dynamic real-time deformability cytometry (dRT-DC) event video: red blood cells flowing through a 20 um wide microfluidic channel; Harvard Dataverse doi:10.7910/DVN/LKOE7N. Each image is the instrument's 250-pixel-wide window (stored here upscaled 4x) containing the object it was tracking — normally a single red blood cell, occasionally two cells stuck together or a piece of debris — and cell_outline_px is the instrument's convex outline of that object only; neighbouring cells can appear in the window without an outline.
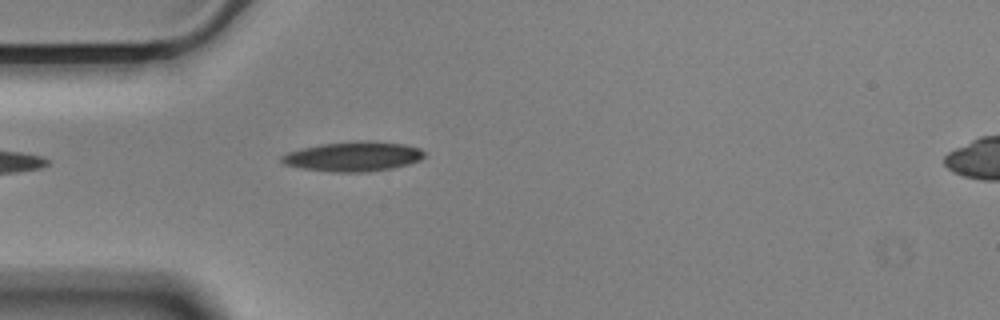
{"species": "Egyptian fruit bat (a non-hibernating species)", "species_latin": "Rousettus aegyptiacus", "temperature_condition": "cold", "stored_images_in_passage": 22, "camera_frame_rate_fps": 3000, "um_per_image_px": 0.085, "animal": {"sex": "male"}, "frame": {"image": 1, "passage_image": 1, "time_ms": 0.0, "image_size_px": [1000, 320], "cell_outline_px": [[424, 156], [420, 160], [408, 164], [392, 168], [368, 172], [332, 172], [300, 168], [284, 164], [280, 160], [280, 156], [288, 152], [320, 144], [352, 140], [368, 140], [404, 144], [420, 148], [424, 152]], "centroid_in_image_um": [30.02, 13.29], "position_along_channel_um": 55.0, "area_um2": 24.91}}
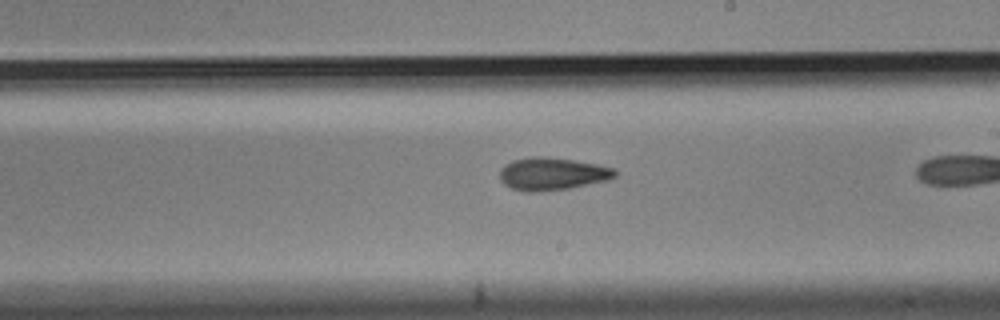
{"frame": {"image": 2, "passage_image": 11, "time_ms": 3.333, "image_size_px": [1000, 320], "cell_outline_px": [[616, 176], [608, 180], [568, 188], [540, 192], [524, 192], [512, 188], [504, 184], [500, 180], [500, 168], [504, 164], [512, 160], [532, 156], [544, 156], [600, 164], [616, 168]], "centroid_in_image_um": [46.93, 14.77], "position_along_channel_um": 242.1, "area_um2": 22.14}}
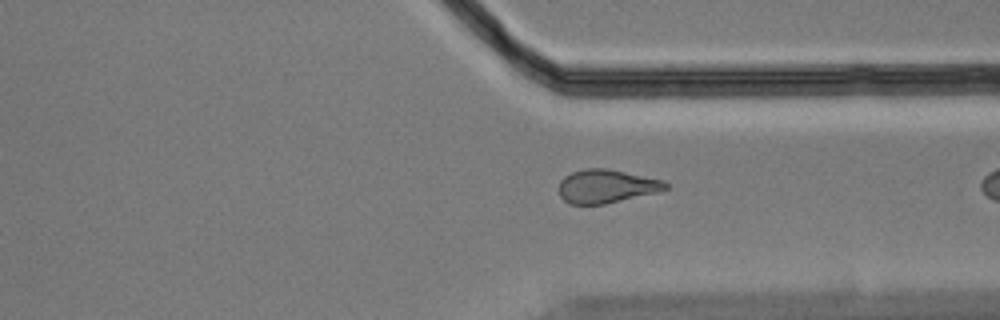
{"frame": {"image": 3, "passage_image": 21, "time_ms": 6.667, "image_size_px": [1000, 320], "cell_outline_px": [[668, 188], [660, 192], [604, 204], [568, 204], [560, 196], [560, 180], [564, 176], [572, 172], [584, 168], [608, 168], [664, 180], [668, 184]], "centroid_in_image_um": [51.56, 15.83], "position_along_channel_um": 359.8, "area_um2": 20.98}}